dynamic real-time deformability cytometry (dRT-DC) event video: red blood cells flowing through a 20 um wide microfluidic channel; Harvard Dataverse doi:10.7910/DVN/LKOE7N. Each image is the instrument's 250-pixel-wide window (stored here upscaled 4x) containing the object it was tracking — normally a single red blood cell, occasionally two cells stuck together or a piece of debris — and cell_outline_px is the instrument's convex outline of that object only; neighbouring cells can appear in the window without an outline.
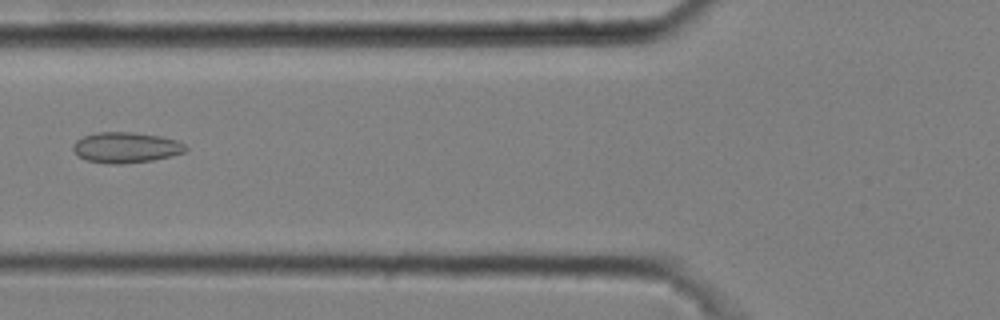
{"species": "common noctule bat (a hibernating species)", "species_latin": "Nyctalus noctula", "temperature_condition": "cold", "stored_images_in_passage": 6, "camera_frame_rate_fps": 3000, "um_per_image_px": 0.085, "animal": {"sex": "male", "body_mass_g": 20.4}, "frame": {"image": 1, "passage_image": 6, "time_ms": 1.667, "image_size_px": [1000, 320], "cell_outline_px": [[188, 148], [184, 152], [152, 160], [124, 164], [108, 164], [88, 160], [80, 156], [72, 148], [72, 144], [76, 140], [84, 136], [96, 132], [132, 132], [160, 136], [176, 140], [184, 144]], "centroid_in_image_um": [10.69, 12.53], "position_along_channel_um": 115.1, "area_um2": 19.94}}